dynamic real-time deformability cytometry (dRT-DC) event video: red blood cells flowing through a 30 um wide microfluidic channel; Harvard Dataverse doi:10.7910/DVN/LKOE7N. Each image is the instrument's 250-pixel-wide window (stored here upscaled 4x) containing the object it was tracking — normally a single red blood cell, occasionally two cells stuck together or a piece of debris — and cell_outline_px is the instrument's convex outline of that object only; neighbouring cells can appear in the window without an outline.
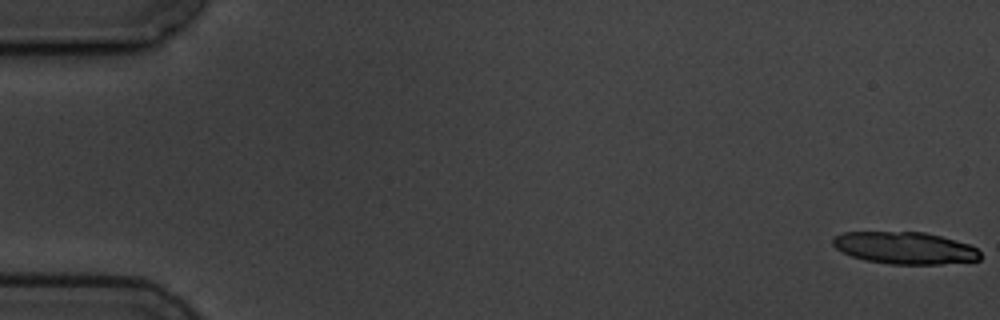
{"species": "common noctule bat (a hibernating species)", "species_latin": "Nyctalus noctula", "temperature_condition": "cold", "stored_images_in_passage": 7, "camera_frame_rate_fps": 3000, "um_per_image_px": 0.085, "animal": {"sex": "male", "body_mass_g": 19.5, "forearm_length_mm": 54.6}, "frame": {"image": 1, "passage_image": 1, "time_ms": 0.0, "image_size_px": [1000, 320], "cell_outline_px": [[980, 260], [940, 264], [888, 264], [864, 260], [852, 256], [836, 248], [832, 244], [832, 236], [844, 232], [924, 232], [940, 236], [968, 244], [976, 248], [980, 252]], "centroid_in_image_um": [76.89, 21.07], "position_along_channel_um": 8.1, "area_um2": 27.51}}
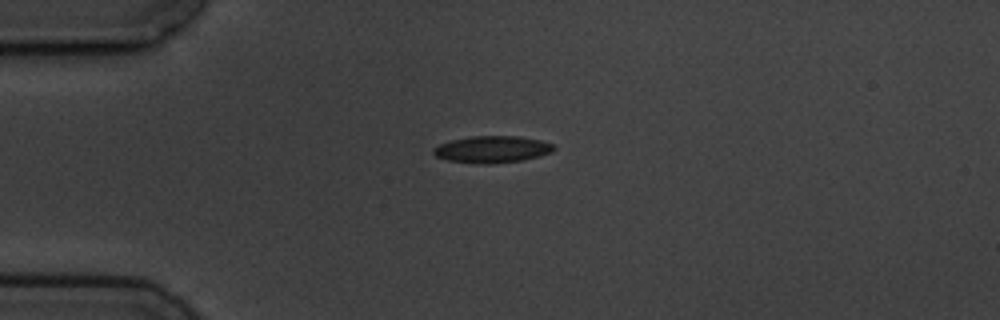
{"frame": {"image": 2, "passage_image": 7, "time_ms": 8.0, "image_size_px": [1000, 320], "cell_outline_px": [[556, 148], [552, 152], [540, 156], [520, 160], [488, 164], [480, 164], [448, 160], [436, 156], [432, 152], [432, 148], [440, 144], [452, 140], [472, 136], [516, 136], [540, 140], [552, 144]], "centroid_in_image_um": [41.82, 12.69], "position_along_channel_um": 43.2, "area_um2": 18.67}}